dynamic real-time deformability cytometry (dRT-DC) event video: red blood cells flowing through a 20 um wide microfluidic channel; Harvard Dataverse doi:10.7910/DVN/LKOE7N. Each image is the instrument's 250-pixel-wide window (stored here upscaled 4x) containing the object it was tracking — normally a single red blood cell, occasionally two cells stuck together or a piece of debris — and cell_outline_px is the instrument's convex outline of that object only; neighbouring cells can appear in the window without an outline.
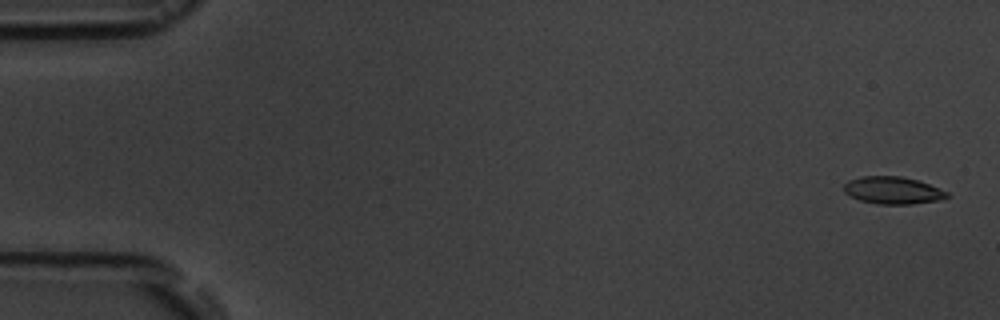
{"species": "common noctule bat (a hibernating species)", "species_latin": "Nyctalus noctula", "temperature_condition": "room temperature", "stored_images_in_passage": 6, "camera_frame_rate_fps": 3000, "um_per_image_px": 0.085, "animal": {"sex": "male", "body_mass_g": 19.5, "forearm_length_mm": 54.6}, "frame": {"image": 1, "passage_image": 1, "time_ms": 0.0, "image_size_px": [1000, 320], "cell_outline_px": [[948, 196], [944, 200], [912, 204], [876, 204], [860, 200], [844, 192], [844, 184], [848, 180], [860, 176], [900, 176], [916, 180], [928, 184], [948, 192]], "centroid_in_image_um": [75.89, 16.18], "position_along_channel_um": 9.1, "area_um2": 16.42}}
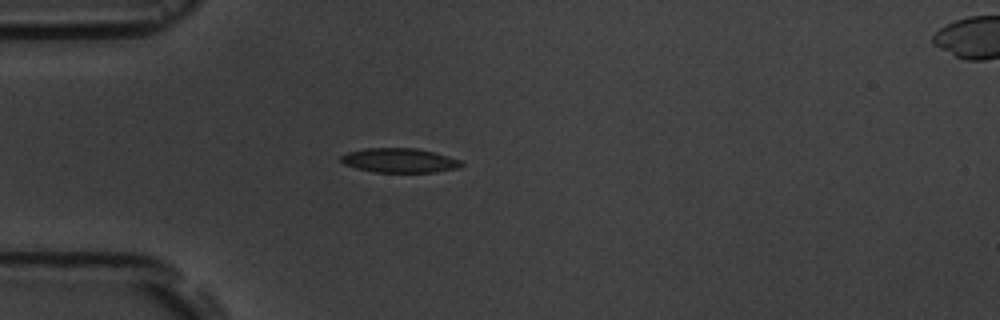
{"frame": {"image": 2, "passage_image": 5, "time_ms": 4.667, "image_size_px": [1000, 320], "cell_outline_px": [[464, 164], [460, 168], [436, 172], [376, 172], [356, 168], [344, 164], [340, 160], [340, 156], [348, 152], [364, 148], [416, 148], [448, 156], [460, 160]], "centroid_in_image_um": [33.96, 13.64], "position_along_channel_um": 51.0, "area_um2": 17.11}}